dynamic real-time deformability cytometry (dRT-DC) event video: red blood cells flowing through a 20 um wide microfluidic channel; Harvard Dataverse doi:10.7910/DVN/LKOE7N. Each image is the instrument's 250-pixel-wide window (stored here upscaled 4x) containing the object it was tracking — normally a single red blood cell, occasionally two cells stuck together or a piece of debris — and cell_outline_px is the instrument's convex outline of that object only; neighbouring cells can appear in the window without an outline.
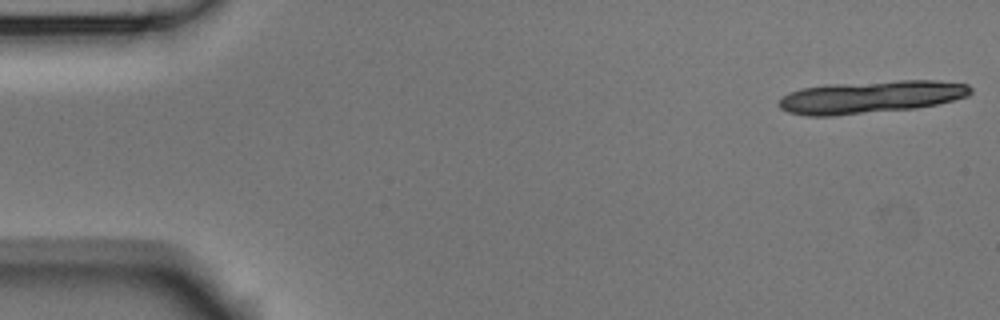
{"species": "Egyptian fruit bat (a non-hibernating species)", "species_latin": "Rousettus aegyptiacus", "temperature_condition": "room temperature", "stored_images_in_passage": 5, "segment_of_instrument_passage": [1, 2], "camera_frame_rate_fps": 3000, "um_per_image_px": 0.085, "animal": {"sex": "male"}, "frame": {"image": 1, "passage_image": 1, "time_ms": 0.0, "image_size_px": [1000, 320], "cell_outline_px": [[972, 92], [968, 96], [936, 104], [916, 108], [832, 116], [808, 116], [788, 112], [780, 108], [776, 104], [788, 92], [800, 88], [828, 84], [896, 80], [936, 80], [968, 84], [972, 88]], "centroid_in_image_um": [74.0, 8.23], "position_along_channel_um": 11.0, "area_um2": 36.59}}